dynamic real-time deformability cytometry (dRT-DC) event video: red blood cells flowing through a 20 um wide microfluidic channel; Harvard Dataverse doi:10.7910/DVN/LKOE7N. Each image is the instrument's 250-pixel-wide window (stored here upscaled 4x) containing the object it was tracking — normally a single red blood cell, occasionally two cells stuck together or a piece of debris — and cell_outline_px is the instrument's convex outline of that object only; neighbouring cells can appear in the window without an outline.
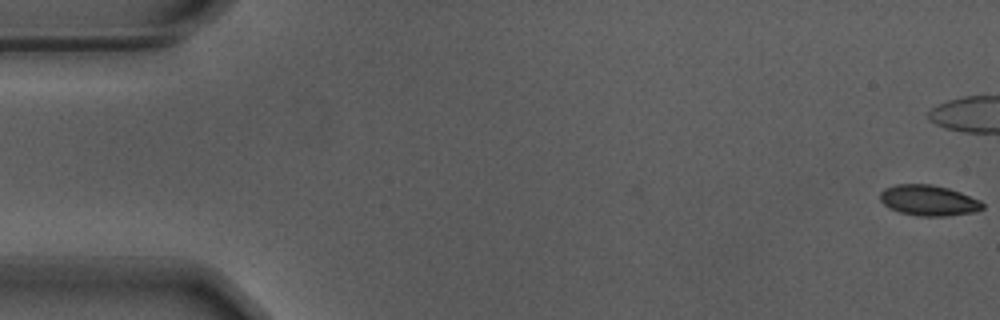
{"species": "Egyptian fruit bat (a non-hibernating species)", "species_latin": "Rousettus aegyptiacus", "temperature_condition": "warm", "stored_images_in_passage": 45, "camera_frame_rate_fps": 3000, "um_per_image_px": 0.085, "animal": {"sex": "male"}, "frame": {"image": 1, "passage_image": 1, "time_ms": 0.0, "image_size_px": [1000, 320], "cell_outline_px": [[984, 208], [976, 212], [944, 216], [920, 216], [900, 212], [888, 208], [880, 200], [880, 192], [884, 188], [896, 184], [932, 184], [948, 188], [960, 192], [980, 200], [984, 204]], "centroid_in_image_um": [78.93, 17.03], "position_along_channel_um": 6.1, "area_um2": 18.38}}
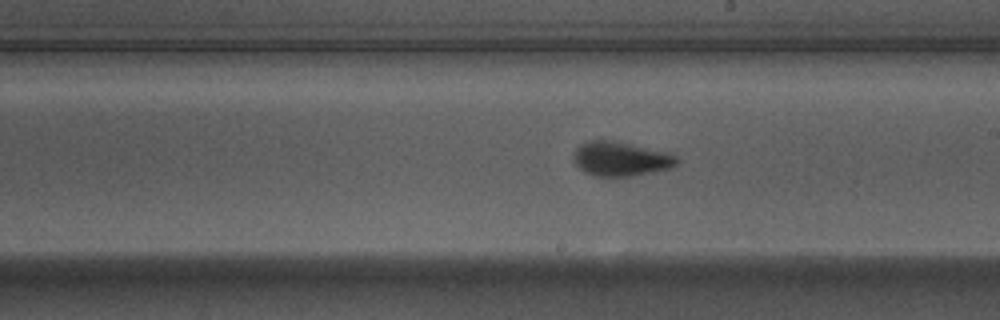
{"frame": {"image": 2, "passage_image": 32, "time_ms": 10.333, "image_size_px": [1000, 320], "cell_outline_px": [[680, 160], [672, 168], [632, 176], [596, 176], [584, 172], [576, 164], [576, 148], [580, 144], [592, 140], [612, 140], [664, 152], [676, 156]], "centroid_in_image_um": [52.78, 13.51], "position_along_channel_um": 236.2, "area_um2": 20.23}}
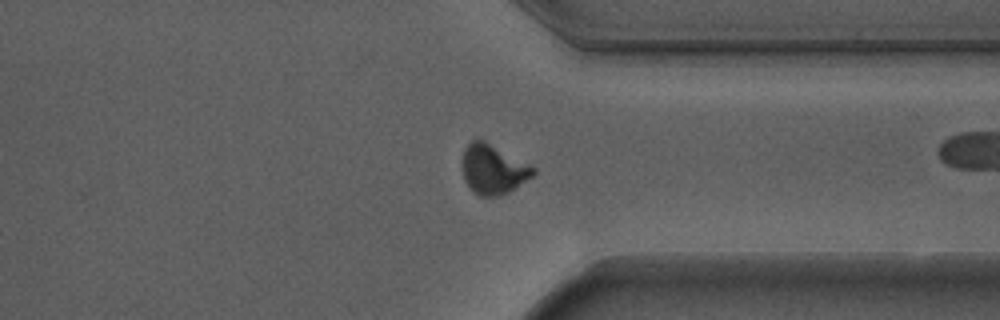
{"frame": {"image": 3, "passage_image": 43, "time_ms": 14.0, "image_size_px": [1000, 320], "cell_outline_px": [[536, 172], [532, 176], [508, 192], [496, 196], [480, 196], [472, 192], [464, 180], [464, 148], [472, 140], [484, 140], [536, 168]], "centroid_in_image_um": [41.91, 14.4], "position_along_channel_um": 369.5, "area_um2": 20.06}}